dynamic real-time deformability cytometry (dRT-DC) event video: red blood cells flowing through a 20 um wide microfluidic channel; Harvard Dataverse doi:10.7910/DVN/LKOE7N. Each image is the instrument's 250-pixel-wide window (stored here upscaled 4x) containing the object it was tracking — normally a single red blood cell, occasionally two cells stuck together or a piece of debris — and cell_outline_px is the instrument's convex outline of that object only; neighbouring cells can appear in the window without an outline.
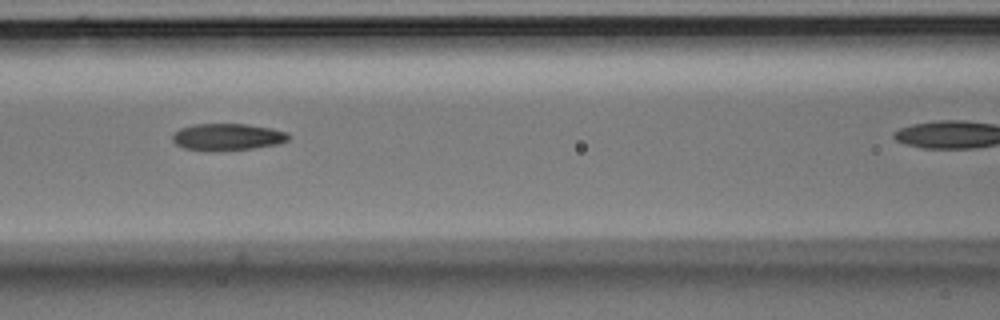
{"species": "Egyptian fruit bat (a non-hibernating species)", "species_latin": "Rousettus aegyptiacus", "temperature_condition": "room temperature", "stored_images_in_passage": 4, "camera_frame_rate_fps": 3000, "um_per_image_px": 0.085, "animal": {"sex": "male"}, "frame": {"image": 1, "passage_image": 3, "time_ms": 0.667, "image_size_px": [1000, 320], "cell_outline_px": [[288, 140], [276, 144], [252, 148], [220, 152], [204, 152], [184, 148], [176, 144], [172, 140], [172, 136], [180, 128], [192, 124], [248, 124], [272, 128], [288, 132]], "centroid_in_image_um": [19.29, 11.65], "position_along_channel_um": 147.3, "area_um2": 18.5}}